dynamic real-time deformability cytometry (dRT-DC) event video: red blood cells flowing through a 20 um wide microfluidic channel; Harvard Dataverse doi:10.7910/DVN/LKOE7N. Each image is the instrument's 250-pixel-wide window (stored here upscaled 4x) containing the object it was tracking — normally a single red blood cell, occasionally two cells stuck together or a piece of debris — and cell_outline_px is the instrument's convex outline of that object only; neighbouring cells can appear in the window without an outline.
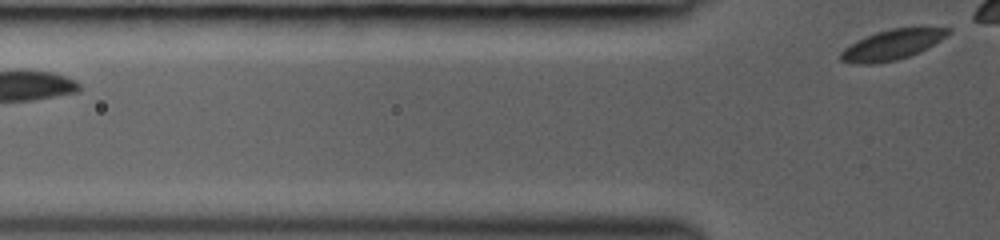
{"species": "common noctule bat (a hibernating species)", "species_latin": "Nyctalus noctula", "temperature_condition": "room temperature", "stored_images_in_passage": 5, "segment_of_instrument_passage": [2, 2], "camera_frame_rate_fps": 3000, "um_per_image_px": 0.085, "animal": {"sex": "female", "body_mass_g": 19.0, "forearm_length_mm": 53.3}, "frame": {"image": 1, "passage_image": 5, "time_ms": 2.333, "image_size_px": [1000, 240], "cell_outline_px": [[952, 32], [940, 40], [920, 52], [896, 60], [872, 64], [852, 64], [840, 60], [840, 52], [844, 48], [856, 40], [876, 32], [892, 28], [952, 28]], "centroid_in_image_um": [75.79, 3.81], "position_along_channel_um": 50.0, "area_um2": 18.79}}